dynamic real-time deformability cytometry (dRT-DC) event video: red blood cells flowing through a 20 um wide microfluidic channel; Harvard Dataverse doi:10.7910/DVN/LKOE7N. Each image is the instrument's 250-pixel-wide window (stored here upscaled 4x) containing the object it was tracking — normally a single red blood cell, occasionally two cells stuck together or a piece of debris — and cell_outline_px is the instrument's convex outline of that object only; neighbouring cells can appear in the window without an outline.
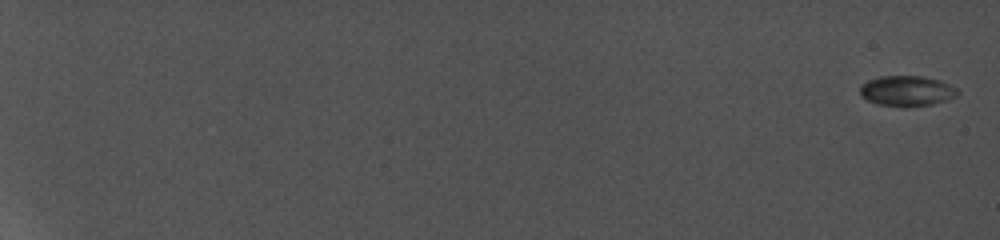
{"species": "common noctule bat (a hibernating species)", "species_latin": "Nyctalus noctula", "temperature_condition": "cold", "stored_images_in_passage": 11, "camera_frame_rate_fps": 5000, "um_per_image_px": 0.085, "animal": {"sex": "female", "body_mass_g": 19.0, "forearm_length_mm": 56.7}, "frame": {"image": 1, "passage_image": 1, "time_ms": 0.0, "image_size_px": [1000, 240], "cell_outline_px": [[960, 92], [956, 96], [932, 104], [908, 108], [904, 108], [876, 104], [860, 96], [860, 84], [868, 80], [880, 76], [924, 76], [940, 80], [956, 88]], "centroid_in_image_um": [77.05, 7.74], "position_along_channel_um": 8.0, "area_um2": 17.57}}
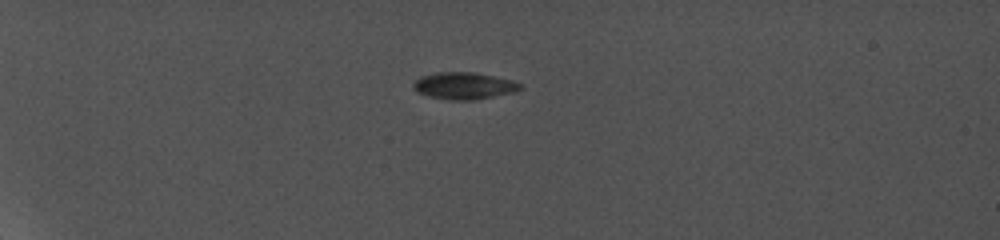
{"frame": {"image": 2, "passage_image": 7, "time_ms": 6.2, "image_size_px": [1000, 240], "cell_outline_px": [[524, 88], [512, 92], [472, 100], [448, 100], [428, 96], [412, 88], [412, 84], [420, 76], [436, 72], [476, 72], [512, 80], [524, 84]], "centroid_in_image_um": [39.44, 7.28], "position_along_channel_um": 45.6, "area_um2": 16.82}}
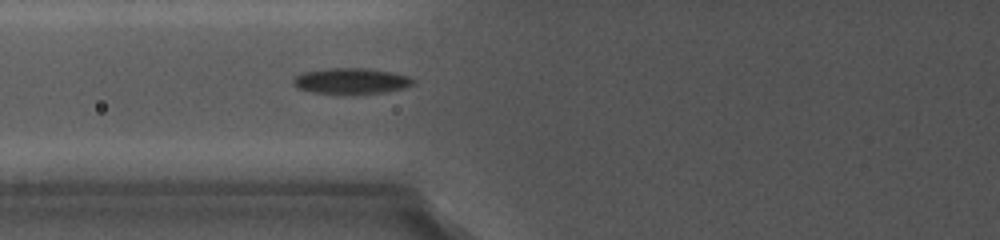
{"frame": {"image": 3, "passage_image": 10, "time_ms": 9.4, "image_size_px": [1000, 240], "cell_outline_px": [[416, 84], [404, 88], [384, 92], [344, 96], [312, 92], [296, 88], [292, 84], [292, 80], [296, 76], [304, 72], [324, 68], [368, 68], [392, 72], [408, 76], [416, 80]], "centroid_in_image_um": [29.84, 6.91], "position_along_channel_um": 96.0, "area_um2": 18.79}}